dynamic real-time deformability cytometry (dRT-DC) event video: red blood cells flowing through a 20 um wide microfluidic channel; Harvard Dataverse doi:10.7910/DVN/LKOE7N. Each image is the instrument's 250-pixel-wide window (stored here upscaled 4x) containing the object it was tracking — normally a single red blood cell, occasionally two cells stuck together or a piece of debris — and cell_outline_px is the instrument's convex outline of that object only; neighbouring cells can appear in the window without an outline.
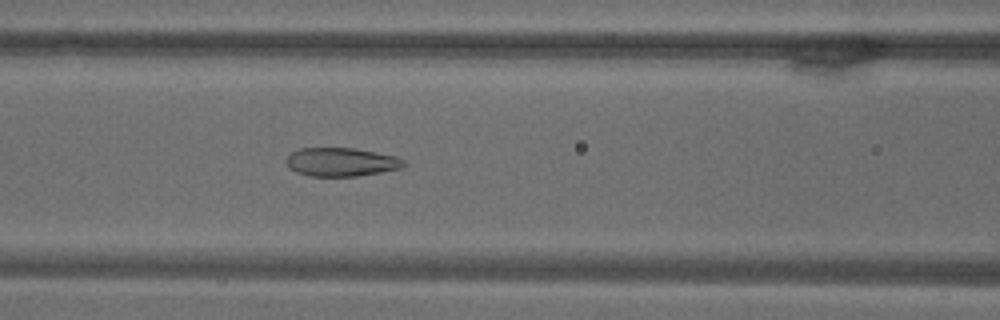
{"species": "common noctule bat (a hibernating species)", "species_latin": "Nyctalus noctula", "temperature_condition": "warm", "stored_images_in_passage": 67, "camera_frame_rate_fps": 3000, "um_per_image_px": 0.085, "animal": {"sex": "male", "body_mass_g": 18.8}, "frame": {"image": 1, "passage_image": 28, "time_ms": 9.0, "image_size_px": [1000, 320], "cell_outline_px": [[408, 164], [400, 168], [380, 172], [356, 176], [308, 176], [296, 172], [284, 160], [292, 152], [300, 148], [356, 148], [396, 156], [404, 160]], "centroid_in_image_um": [29.02, 13.76], "position_along_channel_um": 137.6, "area_um2": 19.54}}
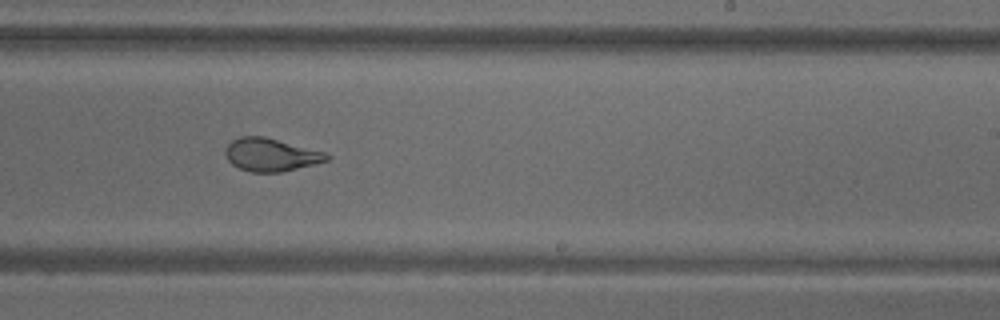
{"frame": {"image": 2, "passage_image": 41, "time_ms": 13.333, "image_size_px": [1000, 320], "cell_outline_px": [[332, 156], [328, 160], [316, 164], [280, 172], [252, 172], [240, 168], [232, 164], [228, 160], [224, 152], [228, 144], [232, 140], [240, 136], [264, 136], [324, 152]], "centroid_in_image_um": [23.02, 13.15], "position_along_channel_um": 266.0, "area_um2": 19.36}}
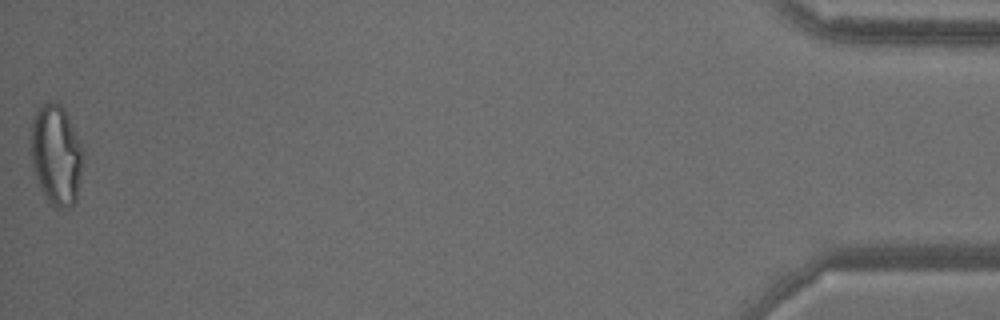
{"frame": {"image": 3, "passage_image": 67, "time_ms": 22.0, "image_size_px": [1000, 320], "cell_outline_px": [[84, 160], [76, 200], [68, 208], [52, 208], [48, 204], [40, 188], [28, 152], [28, 128], [36, 108], [48, 100], [56, 100], [64, 108], [80, 144]], "centroid_in_image_um": [4.7, 13.13], "position_along_channel_um": 430.5, "area_um2": 31.67}}